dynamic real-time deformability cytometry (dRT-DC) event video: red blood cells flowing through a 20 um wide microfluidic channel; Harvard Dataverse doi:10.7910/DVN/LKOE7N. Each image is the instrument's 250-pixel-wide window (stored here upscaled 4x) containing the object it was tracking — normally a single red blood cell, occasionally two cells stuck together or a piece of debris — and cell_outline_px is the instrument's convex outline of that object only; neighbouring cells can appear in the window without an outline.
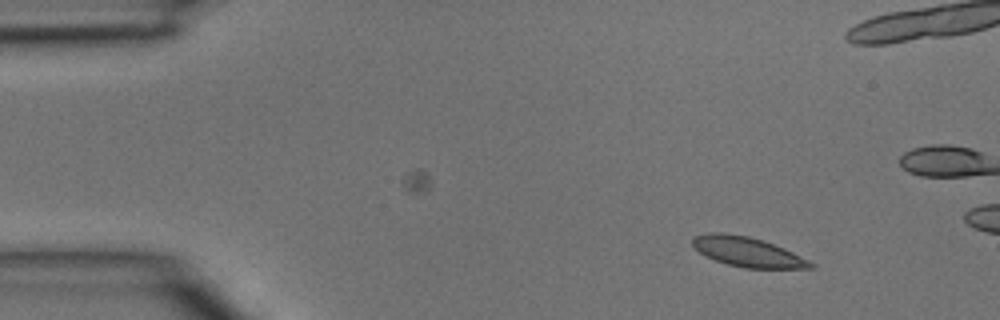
{"species": "common noctule bat (a hibernating species)", "species_latin": "Nyctalus noctula", "temperature_condition": "room temperature", "stored_images_in_passage": 4, "camera_frame_rate_fps": 3000, "um_per_image_px": 0.085, "animal": {"sex": "male", "body_mass_g": 15.6}, "frame": {"image": 1, "passage_image": 2, "time_ms": 0.333, "image_size_px": [1000, 320], "cell_outline_px": [[816, 268], [744, 268], [728, 264], [716, 260], [700, 252], [692, 244], [692, 236], [712, 232], [724, 232], [748, 236], [784, 248], [816, 264]], "centroid_in_image_um": [63.54, 21.4], "position_along_channel_um": 21.5, "area_um2": 20.17}}